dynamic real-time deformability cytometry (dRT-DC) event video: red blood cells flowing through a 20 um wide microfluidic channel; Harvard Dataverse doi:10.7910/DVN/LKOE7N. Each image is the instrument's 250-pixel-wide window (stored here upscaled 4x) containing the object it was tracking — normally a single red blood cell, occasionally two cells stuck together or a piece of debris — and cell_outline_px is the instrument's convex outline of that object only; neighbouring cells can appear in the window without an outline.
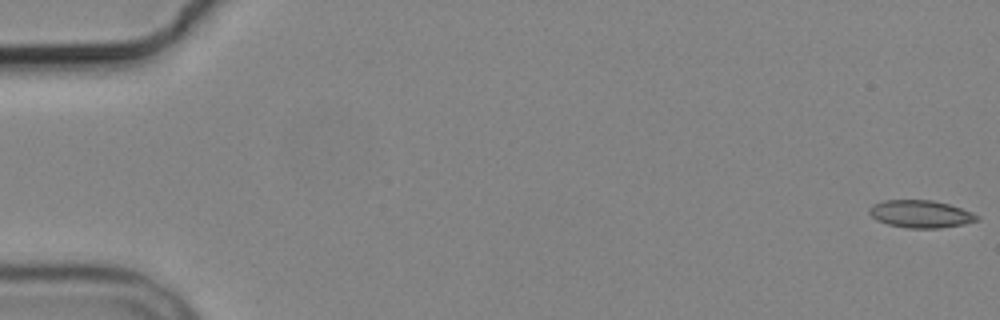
{"species": "common noctule bat (a hibernating species)", "species_latin": "Nyctalus noctula", "temperature_condition": "cold", "stored_images_in_passage": 8, "camera_frame_rate_fps": 3000, "um_per_image_px": 0.085, "animal": {"sex": "male", "body_mass_g": 19.2, "forearm_length_mm": 51.8}, "frame": {"image": 1, "passage_image": 1, "time_ms": 0.0, "image_size_px": [1000, 320], "cell_outline_px": [[980, 220], [964, 224], [940, 228], [908, 228], [888, 224], [876, 220], [868, 212], [868, 208], [872, 204], [884, 200], [932, 200], [948, 204], [972, 212], [980, 216]], "centroid_in_image_um": [78.25, 18.19], "position_along_channel_um": 6.8, "area_um2": 17.34}}
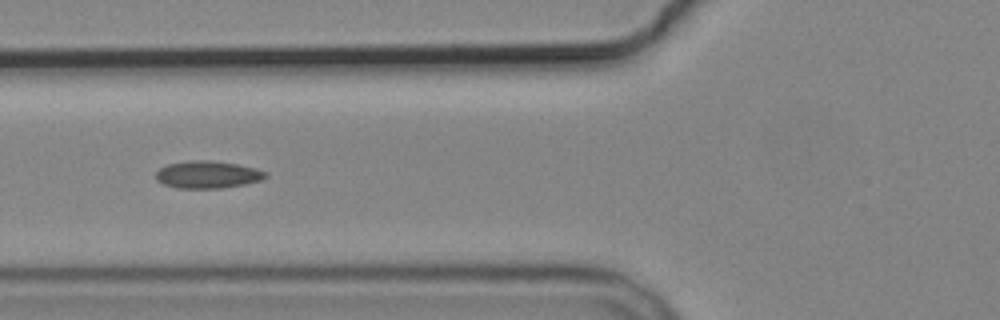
{"frame": {"image": 2, "passage_image": 7, "time_ms": 7.0, "image_size_px": [1000, 320], "cell_outline_px": [[268, 176], [260, 180], [244, 184], [220, 188], [176, 188], [164, 184], [156, 180], [156, 172], [160, 168], [168, 164], [192, 160], [212, 160], [236, 164], [256, 168], [264, 172]], "centroid_in_image_um": [17.62, 14.84], "position_along_channel_um": 108.2, "area_um2": 17.34}}
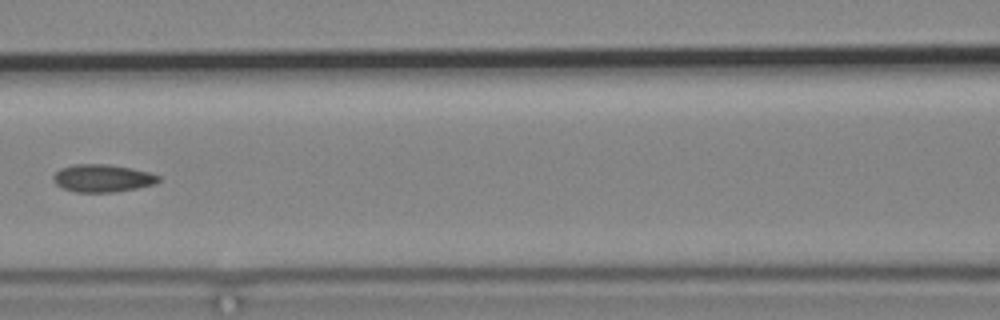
{"frame": {"image": 3, "passage_image": 8, "time_ms": 8.333, "image_size_px": [1000, 320], "cell_outline_px": [[160, 180], [156, 184], [136, 188], [112, 192], [76, 192], [64, 188], [56, 184], [52, 180], [52, 176], [60, 168], [72, 164], [108, 164], [132, 168], [152, 172], [160, 176]], "centroid_in_image_um": [8.73, 15.13], "position_along_channel_um": 157.9, "area_um2": 17.11}}